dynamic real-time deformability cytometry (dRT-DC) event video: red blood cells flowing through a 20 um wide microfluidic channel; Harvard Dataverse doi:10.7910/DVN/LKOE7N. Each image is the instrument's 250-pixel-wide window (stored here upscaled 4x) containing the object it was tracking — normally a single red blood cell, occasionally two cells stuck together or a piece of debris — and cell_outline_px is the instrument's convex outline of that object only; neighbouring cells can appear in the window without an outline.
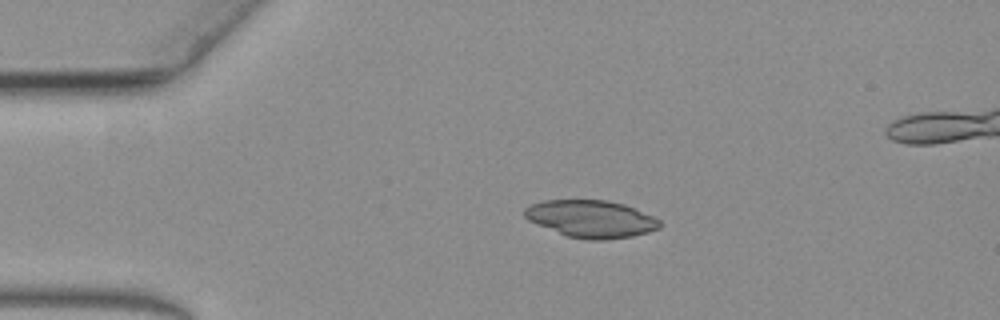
{"species": "common noctule bat (a hibernating species)", "species_latin": "Nyctalus noctula", "temperature_condition": "warm", "stored_images_in_passage": 2, "segment_of_instrument_passage": [2, 2], "camera_frame_rate_fps": 3000, "um_per_image_px": 0.085, "animal": {"sex": "female", "body_mass_g": 19.3, "forearm_length_mm": 54.1}, "frame": {"image": 1, "passage_image": 2, "time_ms": 0.333, "image_size_px": [1000, 320], "cell_outline_px": [[172, 304], [164, 304], [40, 296], [12, 292], [28, 284], [144, 288]], "centroid_in_image_um": [7.94, 24.92], "position_along_channel_um": 77.1, "area_um2": 12.95}}